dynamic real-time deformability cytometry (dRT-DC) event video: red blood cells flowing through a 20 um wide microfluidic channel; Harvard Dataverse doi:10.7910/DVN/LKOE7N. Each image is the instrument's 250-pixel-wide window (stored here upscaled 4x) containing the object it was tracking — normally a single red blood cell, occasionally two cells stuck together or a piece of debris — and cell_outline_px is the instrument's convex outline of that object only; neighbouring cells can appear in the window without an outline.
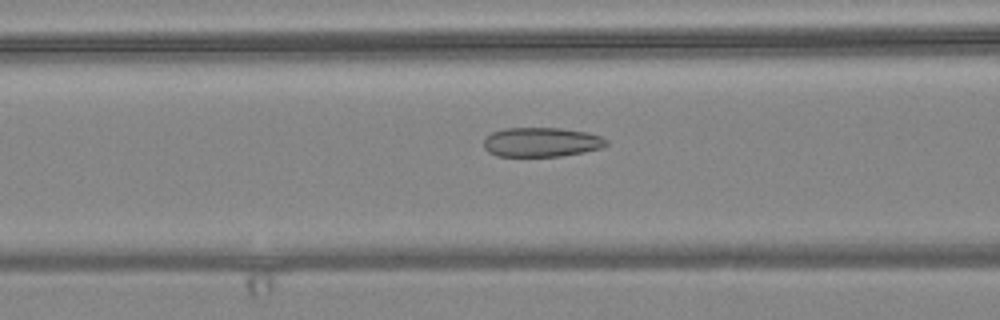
{"species": "common noctule bat (a hibernating species)", "species_latin": "Nyctalus noctula", "temperature_condition": "warm", "stored_images_in_passage": 56, "camera_frame_rate_fps": 3000, "um_per_image_px": 0.085, "animal": {"sex": "female", "body_mass_g": 24.6, "forearm_length_mm": 56.2}, "frame": {"image": 1, "passage_image": 22, "time_ms": 7.0, "image_size_px": [1000, 320], "cell_outline_px": [[608, 144], [600, 148], [584, 152], [560, 156], [496, 156], [488, 152], [484, 148], [484, 140], [492, 132], [504, 128], [560, 128], [588, 132], [600, 136], [608, 140]], "centroid_in_image_um": [46.02, 12.08], "position_along_channel_um": 120.6, "area_um2": 21.04}}
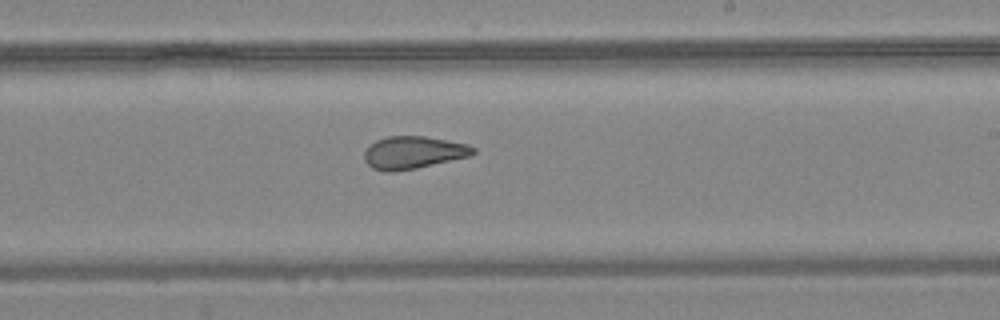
{"frame": {"image": 2, "passage_image": 33, "time_ms": 10.667, "image_size_px": [1000, 320], "cell_outline_px": [[476, 152], [472, 156], [416, 168], [392, 172], [384, 172], [372, 168], [364, 160], [364, 152], [368, 144], [376, 140], [388, 136], [424, 136], [468, 144], [476, 148]], "centroid_in_image_um": [35.12, 12.96], "position_along_channel_um": 253.9, "area_um2": 20.87}}
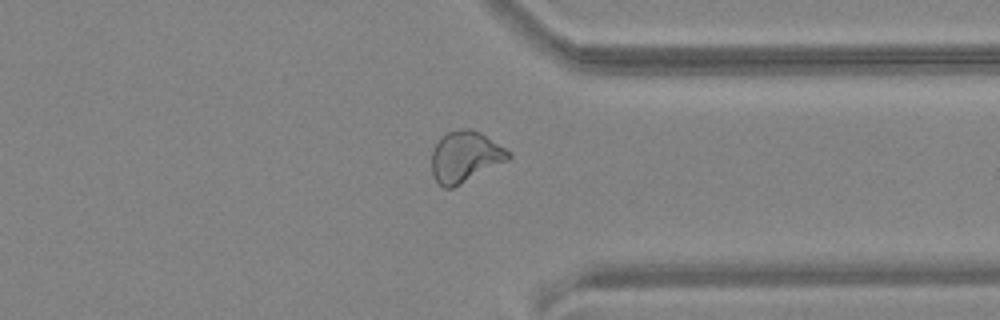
{"frame": {"image": 3, "passage_image": 43, "time_ms": 14.0, "image_size_px": [1000, 320], "cell_outline_px": [[512, 156], [508, 160], [452, 188], [444, 188], [432, 176], [432, 152], [436, 144], [444, 132], [464, 128], [468, 128], [480, 132], [512, 152]], "centroid_in_image_um": [39.54, 13.3], "position_along_channel_um": 371.9, "area_um2": 22.77}, "authors_computed_cell_mechanics": {"area_um2": 23.6691, "velocity_mm_per_s": 3.6288, "shape_relaxation_time_tau1_ms": null, "shape_relaxation_time_tau2_ms": 2.0073, "deformation_change_tau1": null, "deformation_change_tau2": 0.076}}